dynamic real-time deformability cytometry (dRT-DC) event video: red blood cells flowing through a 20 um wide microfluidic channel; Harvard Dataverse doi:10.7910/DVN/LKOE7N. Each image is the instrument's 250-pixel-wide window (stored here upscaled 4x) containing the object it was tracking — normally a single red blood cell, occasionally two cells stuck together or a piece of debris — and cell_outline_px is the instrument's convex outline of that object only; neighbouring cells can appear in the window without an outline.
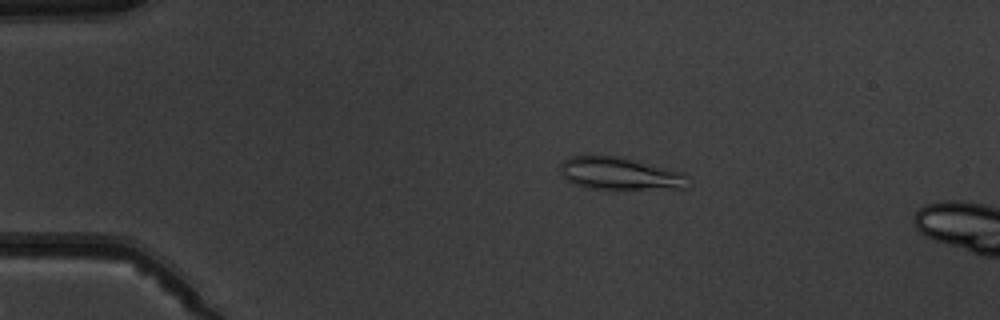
{"species": "common noctule bat (a hibernating species)", "species_latin": "Nyctalus noctula", "temperature_condition": "warm", "stored_images_in_passage": 6, "camera_frame_rate_fps": 3000, "um_per_image_px": 0.085, "animal": {"sex": "male", "body_mass_g": 19.5, "forearm_length_mm": 54.6}, "frame": {"image": 1, "passage_image": 4, "time_ms": 3.333, "image_size_px": [1000, 320], "cell_outline_px": [[692, 184], [688, 188], [584, 188], [572, 184], [564, 180], [560, 172], [560, 164], [564, 160], [572, 156], [612, 156], [664, 168], [680, 172], [688, 176]], "centroid_in_image_um": [52.63, 14.78], "position_along_channel_um": 32.4, "area_um2": 23.7}}